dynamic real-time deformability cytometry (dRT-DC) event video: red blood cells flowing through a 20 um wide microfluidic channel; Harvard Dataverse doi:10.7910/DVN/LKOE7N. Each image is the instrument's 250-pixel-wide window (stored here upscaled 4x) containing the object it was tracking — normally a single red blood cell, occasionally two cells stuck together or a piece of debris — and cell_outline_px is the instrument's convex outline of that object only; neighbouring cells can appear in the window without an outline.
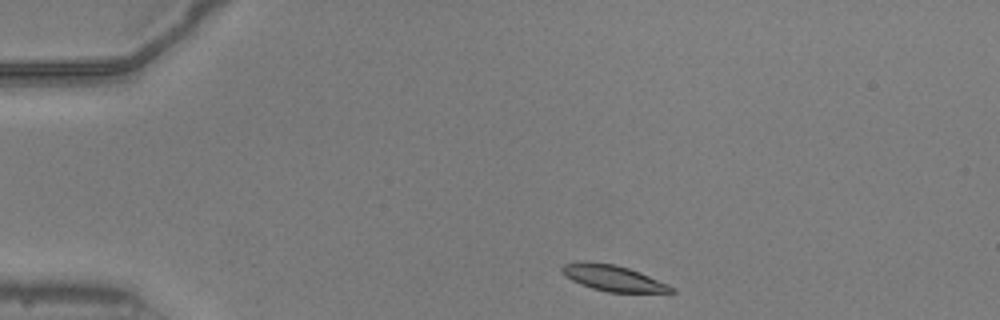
{"species": "common noctule bat (a hibernating species)", "species_latin": "Nyctalus noctula", "temperature_condition": "warm", "stored_images_in_passage": 43, "camera_frame_rate_fps": 3000, "um_per_image_px": 0.085, "animal": {"sex": "male", "body_mass_g": 20.5, "forearm_length_mm": 52.5}, "frame": {"image": 1, "passage_image": 1, "time_ms": 0.0, "image_size_px": [1000, 320], "cell_outline_px": [[676, 292], [608, 292], [592, 288], [580, 284], [572, 280], [560, 268], [564, 264], [576, 260], [580, 260], [616, 264], [640, 272], [668, 284], [676, 288]], "centroid_in_image_um": [52.12, 23.62], "position_along_channel_um": 32.9, "area_um2": 16.53}}
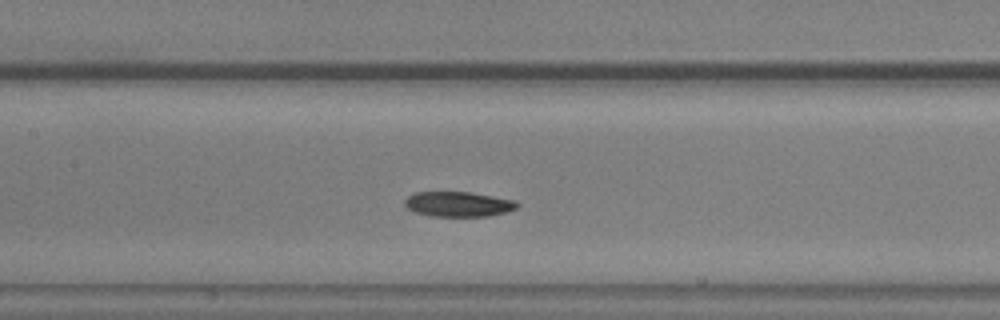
{"frame": {"image": 2, "passage_image": 16, "time_ms": 5.0, "image_size_px": [1000, 320], "cell_outline_px": [[520, 204], [516, 208], [504, 212], [488, 216], [428, 216], [416, 212], [408, 208], [404, 204], [404, 200], [412, 192], [468, 192], [516, 200]], "centroid_in_image_um": [38.93, 17.35], "position_along_channel_um": 168.5, "area_um2": 16.36}}
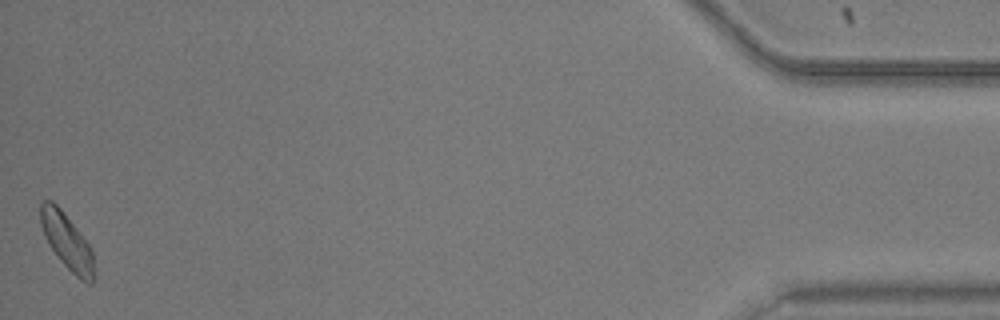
{"frame": {"image": 3, "passage_image": 43, "time_ms": 14.0, "image_size_px": [1000, 320], "cell_outline_px": [[92, 284], [88, 284], [80, 280], [60, 260], [48, 244], [44, 236], [40, 224], [40, 200], [52, 200], [60, 208], [76, 228], [88, 244], [92, 252]], "centroid_in_image_um": [5.62, 20.48], "position_along_channel_um": 429.6, "area_um2": 16.99}, "authors_computed_cell_mechanics": {"area_um2": 16.8198, "velocity_mm_per_s": 3.8877, "shape_relaxation_time_tau1_ms": null, "shape_relaxation_time_tau2_ms": 7.4638, "deformation_change_tau1": null, "deformation_change_tau2": 0.0959}}